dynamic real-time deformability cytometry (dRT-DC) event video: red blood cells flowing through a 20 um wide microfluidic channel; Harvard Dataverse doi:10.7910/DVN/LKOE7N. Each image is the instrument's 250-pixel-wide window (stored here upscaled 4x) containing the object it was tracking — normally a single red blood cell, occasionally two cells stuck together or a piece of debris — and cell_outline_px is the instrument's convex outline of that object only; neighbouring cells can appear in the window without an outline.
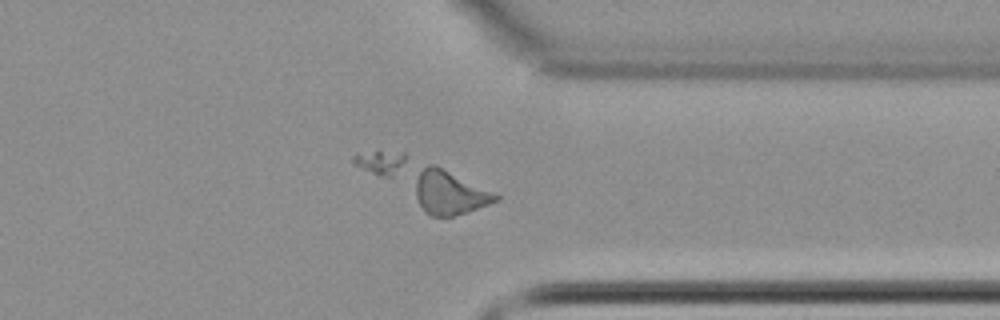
{"species": "common noctule bat (a hibernating species)", "species_latin": "Nyctalus noctula", "temperature_condition": "cold", "stored_images_in_passage": 59, "segment_of_instrument_passage": [2, 2], "camera_frame_rate_fps": 3000, "um_per_image_px": 0.085, "animal": {"sex": "female", "body_mass_g": 22.7, "forearm_length_mm": 54.2}, "frame": {"image": 1, "passage_image": 48, "time_ms": 15.667, "image_size_px": [1000, 320], "cell_outline_px": [[500, 196], [496, 200], [488, 204], [468, 212], [452, 216], [432, 216], [424, 212], [352, 164], [352, 156], [376, 152], [404, 152], [436, 164]], "centroid_in_image_um": [36.08, 15.58], "position_along_channel_um": 375.3, "area_um2": 36.36}}